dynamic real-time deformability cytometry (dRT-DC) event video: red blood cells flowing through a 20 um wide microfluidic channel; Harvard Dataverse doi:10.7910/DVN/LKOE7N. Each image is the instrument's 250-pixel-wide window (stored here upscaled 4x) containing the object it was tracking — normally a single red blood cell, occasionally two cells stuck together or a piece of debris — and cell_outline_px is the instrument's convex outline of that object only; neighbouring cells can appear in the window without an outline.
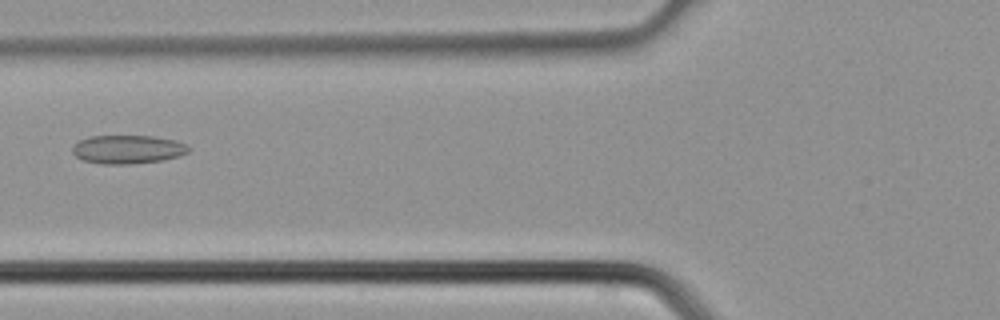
{"species": "common noctule bat (a hibernating species)", "species_latin": "Nyctalus noctula", "temperature_condition": "cold", "stored_images_in_passage": 5, "camera_frame_rate_fps": 3000, "um_per_image_px": 0.085, "animal": {"sex": "male", "body_mass_g": 21.5, "forearm_length_mm": 52.0}, "frame": {"image": 1, "passage_image": 5, "time_ms": 1.333, "image_size_px": [1000, 320], "cell_outline_px": [[192, 148], [188, 152], [180, 156], [160, 160], [132, 164], [104, 164], [84, 160], [76, 156], [72, 152], [72, 148], [80, 140], [88, 136], [152, 136], [176, 140], [188, 144]], "centroid_in_image_um": [10.9, 12.69], "position_along_channel_um": 114.9, "area_um2": 19.36}}